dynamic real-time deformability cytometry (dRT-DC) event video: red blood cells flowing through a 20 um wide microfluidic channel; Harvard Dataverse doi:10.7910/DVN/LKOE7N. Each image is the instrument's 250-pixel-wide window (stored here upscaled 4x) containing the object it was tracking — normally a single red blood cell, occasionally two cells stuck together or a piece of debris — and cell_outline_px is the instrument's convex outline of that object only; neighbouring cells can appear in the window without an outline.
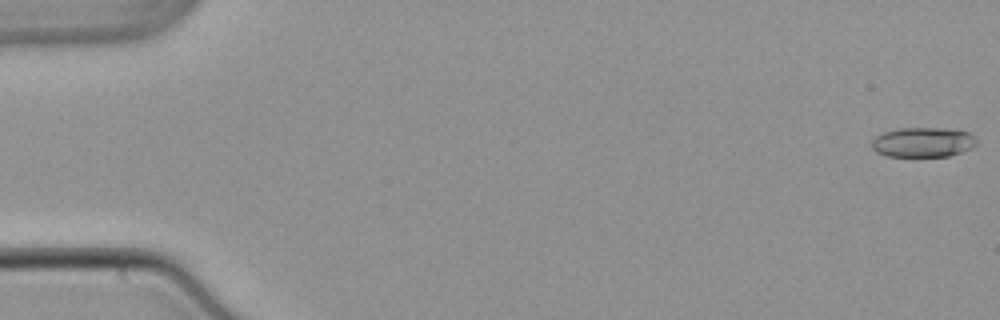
{"species": "common noctule bat (a hibernating species)", "species_latin": "Nyctalus noctula", "temperature_condition": "warm", "stored_images_in_passage": 54, "camera_frame_rate_fps": 3000, "um_per_image_px": 0.085, "animal": {"sex": "male", "body_mass_g": 21.5, "forearm_length_mm": 52.0}, "frame": {"image": 1, "passage_image": 1, "time_ms": 0.0, "image_size_px": [1000, 320], "cell_outline_px": [[976, 144], [972, 148], [948, 156], [888, 156], [876, 152], [872, 148], [872, 140], [876, 136], [884, 132], [900, 128], [940, 128], [968, 132], [976, 140]], "centroid_in_image_um": [78.42, 12.09], "position_along_channel_um": 6.6, "area_um2": 17.98}}
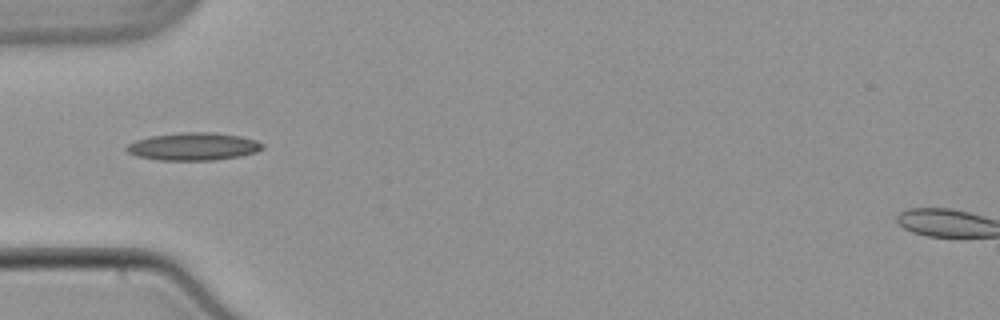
{"frame": {"image": 2, "passage_image": 18, "time_ms": 5.667, "image_size_px": [1000, 320], "cell_outline_px": [[264, 148], [256, 152], [240, 156], [212, 160], [160, 160], [136, 156], [128, 152], [124, 148], [128, 144], [136, 140], [152, 136], [180, 132], [212, 132], [240, 136], [256, 140], [264, 144]], "centroid_in_image_um": [16.44, 12.45], "position_along_channel_um": 68.6, "area_um2": 21.91}}
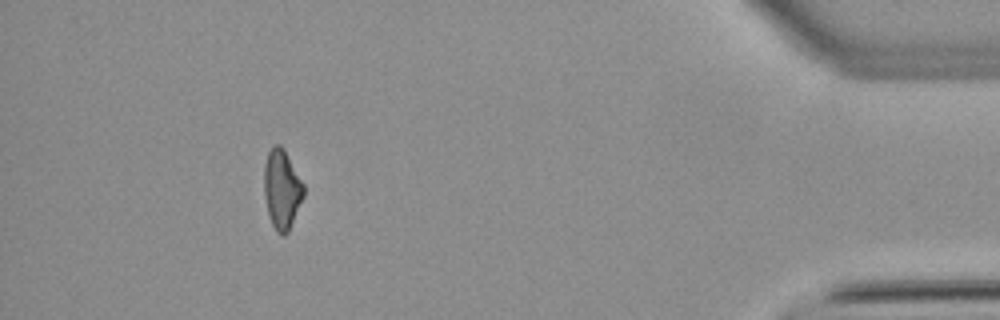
{"frame": {"image": 3, "passage_image": 49, "time_ms": 16.0, "image_size_px": [1000, 320], "cell_outline_px": [[304, 196], [288, 232], [284, 236], [276, 232], [272, 224], [268, 212], [264, 196], [264, 164], [268, 152], [276, 144], [280, 144], [284, 148], [304, 184]], "centroid_in_image_um": [23.96, 16.08], "position_along_channel_um": 411.2, "area_um2": 18.32}, "authors_computed_cell_mechanics": {"area_um2": 18.9584, "velocity_mm_per_s": 3.8867, "shape_relaxation_time_tau1_ms": null, "shape_relaxation_time_tau2_ms": 9.9908, "deformation_change_tau1": null, "deformation_change_tau2": 0.2279}}